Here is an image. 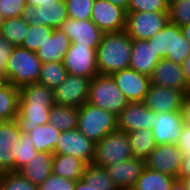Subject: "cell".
I'll return each mask as SVG.
<instances>
[{
	"instance_id": "cell-1",
	"label": "cell",
	"mask_w": 190,
	"mask_h": 190,
	"mask_svg": "<svg viewBox=\"0 0 190 190\" xmlns=\"http://www.w3.org/2000/svg\"><path fill=\"white\" fill-rule=\"evenodd\" d=\"M20 90L16 122L22 133L29 134L39 125L48 123L49 112L55 105L54 90L38 82L27 84Z\"/></svg>"
},
{
	"instance_id": "cell-2",
	"label": "cell",
	"mask_w": 190,
	"mask_h": 190,
	"mask_svg": "<svg viewBox=\"0 0 190 190\" xmlns=\"http://www.w3.org/2000/svg\"><path fill=\"white\" fill-rule=\"evenodd\" d=\"M133 40L125 32L104 33L97 48L98 75H112L130 66Z\"/></svg>"
},
{
	"instance_id": "cell-3",
	"label": "cell",
	"mask_w": 190,
	"mask_h": 190,
	"mask_svg": "<svg viewBox=\"0 0 190 190\" xmlns=\"http://www.w3.org/2000/svg\"><path fill=\"white\" fill-rule=\"evenodd\" d=\"M42 62L36 52L15 46L6 66V81L21 88L39 81Z\"/></svg>"
},
{
	"instance_id": "cell-4",
	"label": "cell",
	"mask_w": 190,
	"mask_h": 190,
	"mask_svg": "<svg viewBox=\"0 0 190 190\" xmlns=\"http://www.w3.org/2000/svg\"><path fill=\"white\" fill-rule=\"evenodd\" d=\"M147 41L161 59L166 58L176 64L182 65L190 55V44L180 27L170 22Z\"/></svg>"
},
{
	"instance_id": "cell-5",
	"label": "cell",
	"mask_w": 190,
	"mask_h": 190,
	"mask_svg": "<svg viewBox=\"0 0 190 190\" xmlns=\"http://www.w3.org/2000/svg\"><path fill=\"white\" fill-rule=\"evenodd\" d=\"M88 103L118 116L130 102L112 75H96L90 81Z\"/></svg>"
},
{
	"instance_id": "cell-6",
	"label": "cell",
	"mask_w": 190,
	"mask_h": 190,
	"mask_svg": "<svg viewBox=\"0 0 190 190\" xmlns=\"http://www.w3.org/2000/svg\"><path fill=\"white\" fill-rule=\"evenodd\" d=\"M77 129L94 143L117 130V116L86 102L79 108Z\"/></svg>"
},
{
	"instance_id": "cell-7",
	"label": "cell",
	"mask_w": 190,
	"mask_h": 190,
	"mask_svg": "<svg viewBox=\"0 0 190 190\" xmlns=\"http://www.w3.org/2000/svg\"><path fill=\"white\" fill-rule=\"evenodd\" d=\"M130 157H133V152L127 133L115 130L95 143V156L92 164L104 168Z\"/></svg>"
},
{
	"instance_id": "cell-8",
	"label": "cell",
	"mask_w": 190,
	"mask_h": 190,
	"mask_svg": "<svg viewBox=\"0 0 190 190\" xmlns=\"http://www.w3.org/2000/svg\"><path fill=\"white\" fill-rule=\"evenodd\" d=\"M168 22V12H127L125 32L132 40H148Z\"/></svg>"
},
{
	"instance_id": "cell-9",
	"label": "cell",
	"mask_w": 190,
	"mask_h": 190,
	"mask_svg": "<svg viewBox=\"0 0 190 190\" xmlns=\"http://www.w3.org/2000/svg\"><path fill=\"white\" fill-rule=\"evenodd\" d=\"M62 62L68 74L91 79L98 75L97 48L70 44Z\"/></svg>"
},
{
	"instance_id": "cell-10",
	"label": "cell",
	"mask_w": 190,
	"mask_h": 190,
	"mask_svg": "<svg viewBox=\"0 0 190 190\" xmlns=\"http://www.w3.org/2000/svg\"><path fill=\"white\" fill-rule=\"evenodd\" d=\"M90 81L91 78L68 74L54 89L55 104L80 108L88 102Z\"/></svg>"
},
{
	"instance_id": "cell-11",
	"label": "cell",
	"mask_w": 190,
	"mask_h": 190,
	"mask_svg": "<svg viewBox=\"0 0 190 190\" xmlns=\"http://www.w3.org/2000/svg\"><path fill=\"white\" fill-rule=\"evenodd\" d=\"M53 154L72 155L86 164H92L95 156V143L78 129L62 131Z\"/></svg>"
},
{
	"instance_id": "cell-12",
	"label": "cell",
	"mask_w": 190,
	"mask_h": 190,
	"mask_svg": "<svg viewBox=\"0 0 190 190\" xmlns=\"http://www.w3.org/2000/svg\"><path fill=\"white\" fill-rule=\"evenodd\" d=\"M21 18L32 25H48L58 29L68 18L65 0H55L45 7L26 5Z\"/></svg>"
},
{
	"instance_id": "cell-13",
	"label": "cell",
	"mask_w": 190,
	"mask_h": 190,
	"mask_svg": "<svg viewBox=\"0 0 190 190\" xmlns=\"http://www.w3.org/2000/svg\"><path fill=\"white\" fill-rule=\"evenodd\" d=\"M182 157L176 144H160L145 159V166L178 179Z\"/></svg>"
},
{
	"instance_id": "cell-14",
	"label": "cell",
	"mask_w": 190,
	"mask_h": 190,
	"mask_svg": "<svg viewBox=\"0 0 190 190\" xmlns=\"http://www.w3.org/2000/svg\"><path fill=\"white\" fill-rule=\"evenodd\" d=\"M156 113L143 102H130L117 116V130L130 133L134 130L154 129Z\"/></svg>"
},
{
	"instance_id": "cell-15",
	"label": "cell",
	"mask_w": 190,
	"mask_h": 190,
	"mask_svg": "<svg viewBox=\"0 0 190 190\" xmlns=\"http://www.w3.org/2000/svg\"><path fill=\"white\" fill-rule=\"evenodd\" d=\"M127 12L107 0H95L91 20L104 33L125 30Z\"/></svg>"
},
{
	"instance_id": "cell-16",
	"label": "cell",
	"mask_w": 190,
	"mask_h": 190,
	"mask_svg": "<svg viewBox=\"0 0 190 190\" xmlns=\"http://www.w3.org/2000/svg\"><path fill=\"white\" fill-rule=\"evenodd\" d=\"M185 96L182 90L150 84L143 103L156 114L176 112L181 111Z\"/></svg>"
},
{
	"instance_id": "cell-17",
	"label": "cell",
	"mask_w": 190,
	"mask_h": 190,
	"mask_svg": "<svg viewBox=\"0 0 190 190\" xmlns=\"http://www.w3.org/2000/svg\"><path fill=\"white\" fill-rule=\"evenodd\" d=\"M59 29L70 39L71 44L91 48H98L104 34L91 19L75 20L68 17Z\"/></svg>"
},
{
	"instance_id": "cell-18",
	"label": "cell",
	"mask_w": 190,
	"mask_h": 190,
	"mask_svg": "<svg viewBox=\"0 0 190 190\" xmlns=\"http://www.w3.org/2000/svg\"><path fill=\"white\" fill-rule=\"evenodd\" d=\"M112 77L129 102H143L151 84L150 77L131 68L115 72Z\"/></svg>"
},
{
	"instance_id": "cell-19",
	"label": "cell",
	"mask_w": 190,
	"mask_h": 190,
	"mask_svg": "<svg viewBox=\"0 0 190 190\" xmlns=\"http://www.w3.org/2000/svg\"><path fill=\"white\" fill-rule=\"evenodd\" d=\"M145 168V160L136 157L104 167L120 190L133 189Z\"/></svg>"
},
{
	"instance_id": "cell-20",
	"label": "cell",
	"mask_w": 190,
	"mask_h": 190,
	"mask_svg": "<svg viewBox=\"0 0 190 190\" xmlns=\"http://www.w3.org/2000/svg\"><path fill=\"white\" fill-rule=\"evenodd\" d=\"M151 84L158 86L182 90L186 94L190 93L187 87L182 65L176 64L166 58L161 59L150 75Z\"/></svg>"
},
{
	"instance_id": "cell-21",
	"label": "cell",
	"mask_w": 190,
	"mask_h": 190,
	"mask_svg": "<svg viewBox=\"0 0 190 190\" xmlns=\"http://www.w3.org/2000/svg\"><path fill=\"white\" fill-rule=\"evenodd\" d=\"M184 122L181 111L157 113L153 136L156 144H176L183 128Z\"/></svg>"
},
{
	"instance_id": "cell-22",
	"label": "cell",
	"mask_w": 190,
	"mask_h": 190,
	"mask_svg": "<svg viewBox=\"0 0 190 190\" xmlns=\"http://www.w3.org/2000/svg\"><path fill=\"white\" fill-rule=\"evenodd\" d=\"M160 60L147 40H133L129 68L150 77Z\"/></svg>"
},
{
	"instance_id": "cell-23",
	"label": "cell",
	"mask_w": 190,
	"mask_h": 190,
	"mask_svg": "<svg viewBox=\"0 0 190 190\" xmlns=\"http://www.w3.org/2000/svg\"><path fill=\"white\" fill-rule=\"evenodd\" d=\"M71 41L59 28L54 29L50 38H47L42 47L36 52L42 63L62 62Z\"/></svg>"
},
{
	"instance_id": "cell-24",
	"label": "cell",
	"mask_w": 190,
	"mask_h": 190,
	"mask_svg": "<svg viewBox=\"0 0 190 190\" xmlns=\"http://www.w3.org/2000/svg\"><path fill=\"white\" fill-rule=\"evenodd\" d=\"M22 132L16 120L0 122V169L12 171V157L9 151L14 141H20Z\"/></svg>"
},
{
	"instance_id": "cell-25",
	"label": "cell",
	"mask_w": 190,
	"mask_h": 190,
	"mask_svg": "<svg viewBox=\"0 0 190 190\" xmlns=\"http://www.w3.org/2000/svg\"><path fill=\"white\" fill-rule=\"evenodd\" d=\"M53 153L38 152L19 172L32 184L40 185L52 173Z\"/></svg>"
},
{
	"instance_id": "cell-26",
	"label": "cell",
	"mask_w": 190,
	"mask_h": 190,
	"mask_svg": "<svg viewBox=\"0 0 190 190\" xmlns=\"http://www.w3.org/2000/svg\"><path fill=\"white\" fill-rule=\"evenodd\" d=\"M86 163L72 155L53 154L52 173L78 181L82 178Z\"/></svg>"
},
{
	"instance_id": "cell-27",
	"label": "cell",
	"mask_w": 190,
	"mask_h": 190,
	"mask_svg": "<svg viewBox=\"0 0 190 190\" xmlns=\"http://www.w3.org/2000/svg\"><path fill=\"white\" fill-rule=\"evenodd\" d=\"M20 90L10 82L0 83V122L15 120L18 115Z\"/></svg>"
},
{
	"instance_id": "cell-28",
	"label": "cell",
	"mask_w": 190,
	"mask_h": 190,
	"mask_svg": "<svg viewBox=\"0 0 190 190\" xmlns=\"http://www.w3.org/2000/svg\"><path fill=\"white\" fill-rule=\"evenodd\" d=\"M79 108L54 105L48 117V123L60 131L77 129Z\"/></svg>"
},
{
	"instance_id": "cell-29",
	"label": "cell",
	"mask_w": 190,
	"mask_h": 190,
	"mask_svg": "<svg viewBox=\"0 0 190 190\" xmlns=\"http://www.w3.org/2000/svg\"><path fill=\"white\" fill-rule=\"evenodd\" d=\"M12 148L9 151L12 157V171H19L27 162L38 154L34 142L29 134L22 133L20 141L12 142Z\"/></svg>"
},
{
	"instance_id": "cell-30",
	"label": "cell",
	"mask_w": 190,
	"mask_h": 190,
	"mask_svg": "<svg viewBox=\"0 0 190 190\" xmlns=\"http://www.w3.org/2000/svg\"><path fill=\"white\" fill-rule=\"evenodd\" d=\"M176 178L145 168L133 189L130 190H170Z\"/></svg>"
},
{
	"instance_id": "cell-31",
	"label": "cell",
	"mask_w": 190,
	"mask_h": 190,
	"mask_svg": "<svg viewBox=\"0 0 190 190\" xmlns=\"http://www.w3.org/2000/svg\"><path fill=\"white\" fill-rule=\"evenodd\" d=\"M62 131L56 129L49 123L39 125L32 132L29 133L34 142L35 149L38 152L54 153L57 140Z\"/></svg>"
},
{
	"instance_id": "cell-32",
	"label": "cell",
	"mask_w": 190,
	"mask_h": 190,
	"mask_svg": "<svg viewBox=\"0 0 190 190\" xmlns=\"http://www.w3.org/2000/svg\"><path fill=\"white\" fill-rule=\"evenodd\" d=\"M127 135L133 157L145 160L157 145L153 131L150 129L134 130Z\"/></svg>"
},
{
	"instance_id": "cell-33",
	"label": "cell",
	"mask_w": 190,
	"mask_h": 190,
	"mask_svg": "<svg viewBox=\"0 0 190 190\" xmlns=\"http://www.w3.org/2000/svg\"><path fill=\"white\" fill-rule=\"evenodd\" d=\"M67 75L63 62L42 63L38 83L54 90L66 79Z\"/></svg>"
},
{
	"instance_id": "cell-34",
	"label": "cell",
	"mask_w": 190,
	"mask_h": 190,
	"mask_svg": "<svg viewBox=\"0 0 190 190\" xmlns=\"http://www.w3.org/2000/svg\"><path fill=\"white\" fill-rule=\"evenodd\" d=\"M82 179L97 190H118L107 171L94 164H87Z\"/></svg>"
},
{
	"instance_id": "cell-35",
	"label": "cell",
	"mask_w": 190,
	"mask_h": 190,
	"mask_svg": "<svg viewBox=\"0 0 190 190\" xmlns=\"http://www.w3.org/2000/svg\"><path fill=\"white\" fill-rule=\"evenodd\" d=\"M28 26L29 23L21 17L7 18L3 24L1 34L14 46H21L27 33Z\"/></svg>"
},
{
	"instance_id": "cell-36",
	"label": "cell",
	"mask_w": 190,
	"mask_h": 190,
	"mask_svg": "<svg viewBox=\"0 0 190 190\" xmlns=\"http://www.w3.org/2000/svg\"><path fill=\"white\" fill-rule=\"evenodd\" d=\"M54 28L48 25H32L29 24L27 33L21 47L29 51L37 52L42 47L47 38L53 34Z\"/></svg>"
},
{
	"instance_id": "cell-37",
	"label": "cell",
	"mask_w": 190,
	"mask_h": 190,
	"mask_svg": "<svg viewBox=\"0 0 190 190\" xmlns=\"http://www.w3.org/2000/svg\"><path fill=\"white\" fill-rule=\"evenodd\" d=\"M169 22L179 27L190 23V0H175L168 6Z\"/></svg>"
},
{
	"instance_id": "cell-38",
	"label": "cell",
	"mask_w": 190,
	"mask_h": 190,
	"mask_svg": "<svg viewBox=\"0 0 190 190\" xmlns=\"http://www.w3.org/2000/svg\"><path fill=\"white\" fill-rule=\"evenodd\" d=\"M95 0H65L68 17L75 20L91 19Z\"/></svg>"
},
{
	"instance_id": "cell-39",
	"label": "cell",
	"mask_w": 190,
	"mask_h": 190,
	"mask_svg": "<svg viewBox=\"0 0 190 190\" xmlns=\"http://www.w3.org/2000/svg\"><path fill=\"white\" fill-rule=\"evenodd\" d=\"M3 190H39V187L32 184L19 171H8L5 172Z\"/></svg>"
},
{
	"instance_id": "cell-40",
	"label": "cell",
	"mask_w": 190,
	"mask_h": 190,
	"mask_svg": "<svg viewBox=\"0 0 190 190\" xmlns=\"http://www.w3.org/2000/svg\"><path fill=\"white\" fill-rule=\"evenodd\" d=\"M167 0H130L127 12H168Z\"/></svg>"
},
{
	"instance_id": "cell-41",
	"label": "cell",
	"mask_w": 190,
	"mask_h": 190,
	"mask_svg": "<svg viewBox=\"0 0 190 190\" xmlns=\"http://www.w3.org/2000/svg\"><path fill=\"white\" fill-rule=\"evenodd\" d=\"M76 181L51 173L38 187L39 190H74Z\"/></svg>"
},
{
	"instance_id": "cell-42",
	"label": "cell",
	"mask_w": 190,
	"mask_h": 190,
	"mask_svg": "<svg viewBox=\"0 0 190 190\" xmlns=\"http://www.w3.org/2000/svg\"><path fill=\"white\" fill-rule=\"evenodd\" d=\"M25 6V0H0V12L5 19L21 17Z\"/></svg>"
},
{
	"instance_id": "cell-43",
	"label": "cell",
	"mask_w": 190,
	"mask_h": 190,
	"mask_svg": "<svg viewBox=\"0 0 190 190\" xmlns=\"http://www.w3.org/2000/svg\"><path fill=\"white\" fill-rule=\"evenodd\" d=\"M14 45L0 34V76L6 81V66Z\"/></svg>"
},
{
	"instance_id": "cell-44",
	"label": "cell",
	"mask_w": 190,
	"mask_h": 190,
	"mask_svg": "<svg viewBox=\"0 0 190 190\" xmlns=\"http://www.w3.org/2000/svg\"><path fill=\"white\" fill-rule=\"evenodd\" d=\"M183 156L190 155V126L183 125L181 135L176 143Z\"/></svg>"
},
{
	"instance_id": "cell-45",
	"label": "cell",
	"mask_w": 190,
	"mask_h": 190,
	"mask_svg": "<svg viewBox=\"0 0 190 190\" xmlns=\"http://www.w3.org/2000/svg\"><path fill=\"white\" fill-rule=\"evenodd\" d=\"M181 113L184 124L190 126V93L184 97Z\"/></svg>"
},
{
	"instance_id": "cell-46",
	"label": "cell",
	"mask_w": 190,
	"mask_h": 190,
	"mask_svg": "<svg viewBox=\"0 0 190 190\" xmlns=\"http://www.w3.org/2000/svg\"><path fill=\"white\" fill-rule=\"evenodd\" d=\"M187 176H190V155L182 157L178 180H181Z\"/></svg>"
},
{
	"instance_id": "cell-47",
	"label": "cell",
	"mask_w": 190,
	"mask_h": 190,
	"mask_svg": "<svg viewBox=\"0 0 190 190\" xmlns=\"http://www.w3.org/2000/svg\"><path fill=\"white\" fill-rule=\"evenodd\" d=\"M182 70L187 83V87L190 90V55L183 61Z\"/></svg>"
},
{
	"instance_id": "cell-48",
	"label": "cell",
	"mask_w": 190,
	"mask_h": 190,
	"mask_svg": "<svg viewBox=\"0 0 190 190\" xmlns=\"http://www.w3.org/2000/svg\"><path fill=\"white\" fill-rule=\"evenodd\" d=\"M74 190H97L90 184H87L82 178L76 181Z\"/></svg>"
},
{
	"instance_id": "cell-49",
	"label": "cell",
	"mask_w": 190,
	"mask_h": 190,
	"mask_svg": "<svg viewBox=\"0 0 190 190\" xmlns=\"http://www.w3.org/2000/svg\"><path fill=\"white\" fill-rule=\"evenodd\" d=\"M55 0H25L26 5H32V6H43L52 4V2Z\"/></svg>"
},
{
	"instance_id": "cell-50",
	"label": "cell",
	"mask_w": 190,
	"mask_h": 190,
	"mask_svg": "<svg viewBox=\"0 0 190 190\" xmlns=\"http://www.w3.org/2000/svg\"><path fill=\"white\" fill-rule=\"evenodd\" d=\"M114 4L115 6L124 9L126 12L128 11V5L130 0H107Z\"/></svg>"
},
{
	"instance_id": "cell-51",
	"label": "cell",
	"mask_w": 190,
	"mask_h": 190,
	"mask_svg": "<svg viewBox=\"0 0 190 190\" xmlns=\"http://www.w3.org/2000/svg\"><path fill=\"white\" fill-rule=\"evenodd\" d=\"M182 34L190 44V23L180 27Z\"/></svg>"
},
{
	"instance_id": "cell-52",
	"label": "cell",
	"mask_w": 190,
	"mask_h": 190,
	"mask_svg": "<svg viewBox=\"0 0 190 190\" xmlns=\"http://www.w3.org/2000/svg\"><path fill=\"white\" fill-rule=\"evenodd\" d=\"M170 190H186L181 180L176 179L172 184Z\"/></svg>"
},
{
	"instance_id": "cell-53",
	"label": "cell",
	"mask_w": 190,
	"mask_h": 190,
	"mask_svg": "<svg viewBox=\"0 0 190 190\" xmlns=\"http://www.w3.org/2000/svg\"><path fill=\"white\" fill-rule=\"evenodd\" d=\"M181 181H182V183L184 184L185 189H186V190H190V176H187V177H185V178H182Z\"/></svg>"
},
{
	"instance_id": "cell-54",
	"label": "cell",
	"mask_w": 190,
	"mask_h": 190,
	"mask_svg": "<svg viewBox=\"0 0 190 190\" xmlns=\"http://www.w3.org/2000/svg\"><path fill=\"white\" fill-rule=\"evenodd\" d=\"M4 176H5V171L0 169V190H3Z\"/></svg>"
},
{
	"instance_id": "cell-55",
	"label": "cell",
	"mask_w": 190,
	"mask_h": 190,
	"mask_svg": "<svg viewBox=\"0 0 190 190\" xmlns=\"http://www.w3.org/2000/svg\"><path fill=\"white\" fill-rule=\"evenodd\" d=\"M5 18L3 17L2 13L0 12V34L2 32L3 24L5 23Z\"/></svg>"
},
{
	"instance_id": "cell-56",
	"label": "cell",
	"mask_w": 190,
	"mask_h": 190,
	"mask_svg": "<svg viewBox=\"0 0 190 190\" xmlns=\"http://www.w3.org/2000/svg\"><path fill=\"white\" fill-rule=\"evenodd\" d=\"M3 82V78L0 76V83Z\"/></svg>"
}]
</instances>
